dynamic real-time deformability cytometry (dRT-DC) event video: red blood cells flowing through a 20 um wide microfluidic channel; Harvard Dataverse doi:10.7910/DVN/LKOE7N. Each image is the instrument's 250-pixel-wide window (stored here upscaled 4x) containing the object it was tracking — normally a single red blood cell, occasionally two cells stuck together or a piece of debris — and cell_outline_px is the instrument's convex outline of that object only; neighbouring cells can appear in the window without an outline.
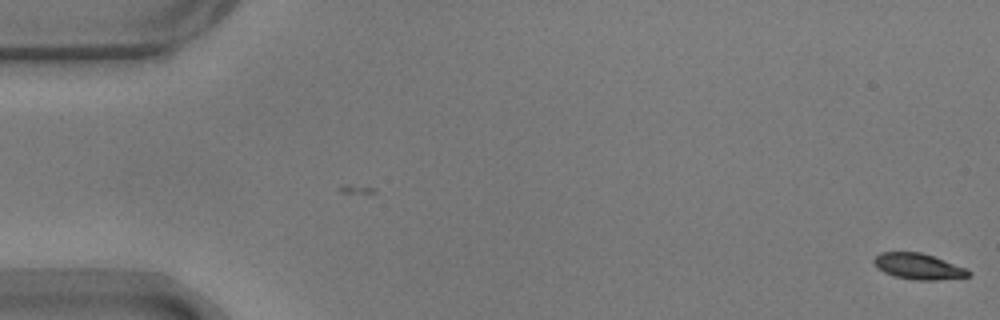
{"species": "common noctule bat (a hibernating species)", "species_latin": "Nyctalus noctula", "temperature_condition": "warm", "stored_images_in_passage": 12, "camera_frame_rate_fps": 3000, "um_per_image_px": 0.085, "animal": {"sex": "male", "body_mass_g": 17.9}, "frame": {"image": 1, "passage_image": 12, "time_ms": 3.667, "image_size_px": [1000, 320], "cell_outline_px": [[972, 276], [936, 280], [916, 280], [896, 276], [884, 272], [876, 268], [872, 260], [880, 252], [920, 252], [968, 268], [972, 272]], "centroid_in_image_um": [78.09, 22.64], "position_along_channel_um": 6.9, "area_um2": 14.33}}